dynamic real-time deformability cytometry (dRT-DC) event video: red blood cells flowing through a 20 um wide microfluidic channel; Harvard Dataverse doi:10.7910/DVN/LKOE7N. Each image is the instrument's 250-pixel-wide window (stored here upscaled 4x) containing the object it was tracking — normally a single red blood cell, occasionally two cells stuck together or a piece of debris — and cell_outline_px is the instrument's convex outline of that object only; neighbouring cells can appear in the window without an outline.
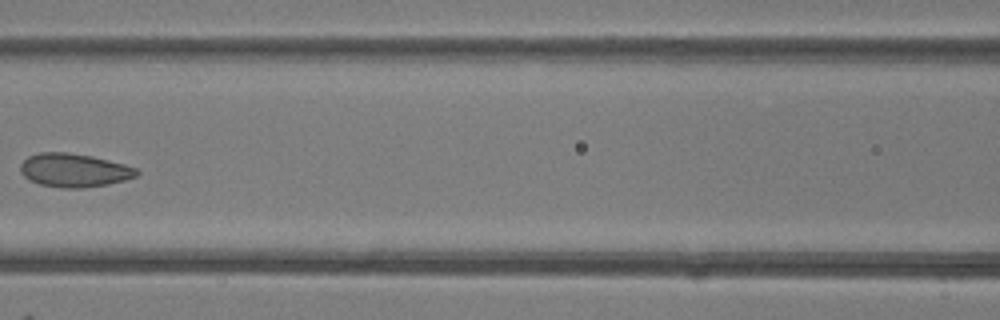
{"species": "common noctule bat (a hibernating species)", "species_latin": "Nyctalus noctula", "temperature_condition": "room temperature", "stored_images_in_passage": 5, "camera_frame_rate_fps": 3000, "um_per_image_px": 0.085, "animal": {"sex": "female"}, "frame": {"image": 1, "passage_image": 5, "time_ms": 4.667, "image_size_px": [1000, 320], "cell_outline_px": [[140, 172], [136, 176], [124, 180], [108, 184], [84, 188], [60, 188], [40, 184], [28, 180], [20, 172], [20, 164], [28, 156], [40, 152], [68, 152], [92, 156], [124, 164], [136, 168]], "centroid_in_image_um": [6.27, 14.47], "position_along_channel_um": 160.3, "area_um2": 22.83}}